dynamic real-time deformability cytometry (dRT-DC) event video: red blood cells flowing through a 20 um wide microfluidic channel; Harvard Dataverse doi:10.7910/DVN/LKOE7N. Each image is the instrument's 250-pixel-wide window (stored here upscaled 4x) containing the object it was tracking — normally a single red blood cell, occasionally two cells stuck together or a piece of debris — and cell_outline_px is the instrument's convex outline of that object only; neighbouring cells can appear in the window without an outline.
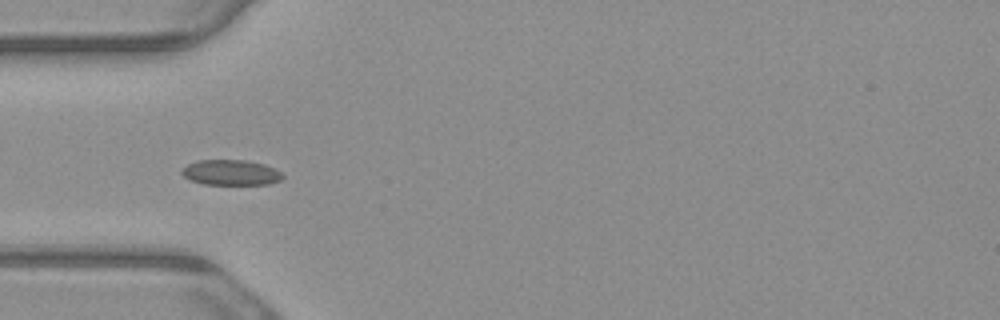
{"species": "common noctule bat (a hibernating species)", "species_latin": "Nyctalus noctula", "temperature_condition": "warm", "stored_images_in_passage": 1, "camera_frame_rate_fps": 3000, "um_per_image_px": 0.085, "animal": {"sex": "male", "body_mass_g": 23.1, "forearm_length_mm": 52.7}, "frame": {"image": 1, "passage_image": 1, "time_ms": 0.0, "image_size_px": [1000, 320], "cell_outline_px": [[284, 176], [280, 180], [268, 184], [204, 184], [192, 180], [184, 176], [180, 172], [188, 164], [196, 160], [244, 160], [264, 164], [280, 172]], "centroid_in_image_um": [19.61, 14.66], "position_along_channel_um": 65.4, "area_um2": 14.68}}